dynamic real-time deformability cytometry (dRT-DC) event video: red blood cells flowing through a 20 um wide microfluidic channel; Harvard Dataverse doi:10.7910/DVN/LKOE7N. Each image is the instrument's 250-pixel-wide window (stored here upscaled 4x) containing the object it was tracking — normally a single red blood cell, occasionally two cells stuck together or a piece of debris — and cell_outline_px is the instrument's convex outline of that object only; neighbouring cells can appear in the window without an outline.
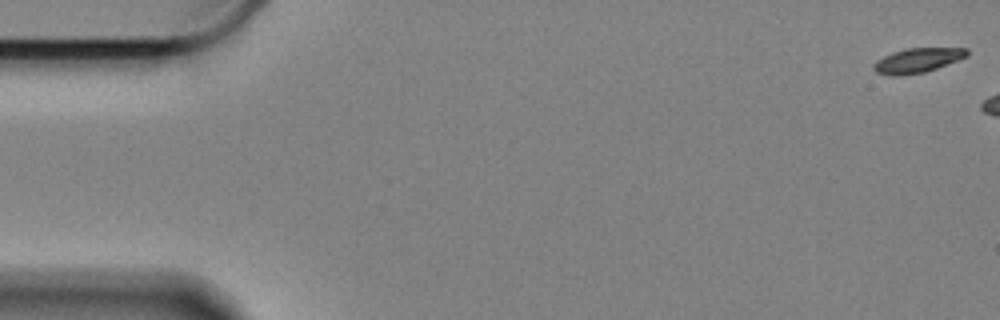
{"species": "Egyptian fruit bat (a non-hibernating species)", "species_latin": "Rousettus aegyptiacus", "temperature_condition": "cold", "stored_images_in_passage": 7, "camera_frame_rate_fps": 3000, "um_per_image_px": 0.085, "animal": {"sex": "female"}, "frame": {"image": 1, "passage_image": 1, "time_ms": 0.0, "image_size_px": [1000, 320], "cell_outline_px": [[968, 56], [936, 68], [924, 72], [896, 76], [892, 76], [876, 72], [872, 68], [872, 64], [876, 60], [892, 52], [908, 48], [968, 48]], "centroid_in_image_um": [77.95, 5.13], "position_along_channel_um": 7.0, "area_um2": 13.29}}